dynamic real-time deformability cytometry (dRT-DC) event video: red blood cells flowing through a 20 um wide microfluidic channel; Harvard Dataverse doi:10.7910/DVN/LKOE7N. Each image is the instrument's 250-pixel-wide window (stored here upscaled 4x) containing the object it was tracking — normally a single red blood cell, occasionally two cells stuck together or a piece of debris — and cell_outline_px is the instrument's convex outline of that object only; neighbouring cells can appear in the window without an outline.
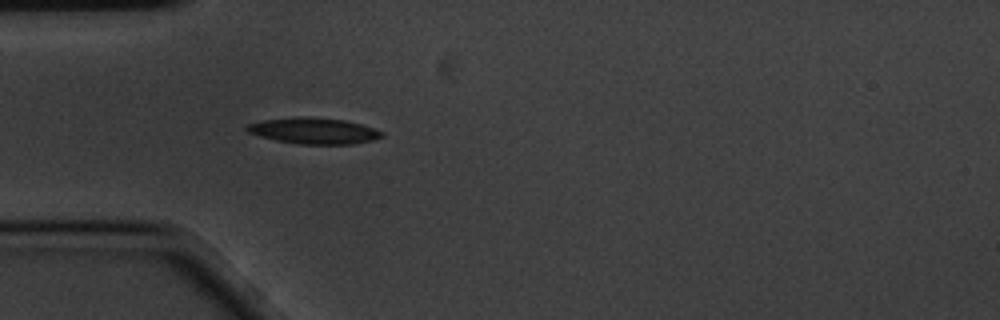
{"species": "common noctule bat (a hibernating species)", "species_latin": "Nyctalus noctula", "temperature_condition": "cold", "stored_images_in_passage": 1, "camera_frame_rate_fps": 3000, "um_per_image_px": 0.085, "animal": {"sex": "male", "body_mass_g": 20.1, "forearm_length_mm": 53.5}, "frame": {"image": 1, "passage_image": 1, "time_ms": 0.0, "image_size_px": [1000, 320], "cell_outline_px": [[384, 136], [372, 140], [352, 144], [300, 144], [276, 140], [260, 136], [248, 132], [244, 128], [248, 124], [264, 120], [296, 116], [308, 116], [344, 120], [360, 124], [384, 132]], "centroid_in_image_um": [26.66, 11.11], "position_along_channel_um": 58.3, "area_um2": 20.46}}